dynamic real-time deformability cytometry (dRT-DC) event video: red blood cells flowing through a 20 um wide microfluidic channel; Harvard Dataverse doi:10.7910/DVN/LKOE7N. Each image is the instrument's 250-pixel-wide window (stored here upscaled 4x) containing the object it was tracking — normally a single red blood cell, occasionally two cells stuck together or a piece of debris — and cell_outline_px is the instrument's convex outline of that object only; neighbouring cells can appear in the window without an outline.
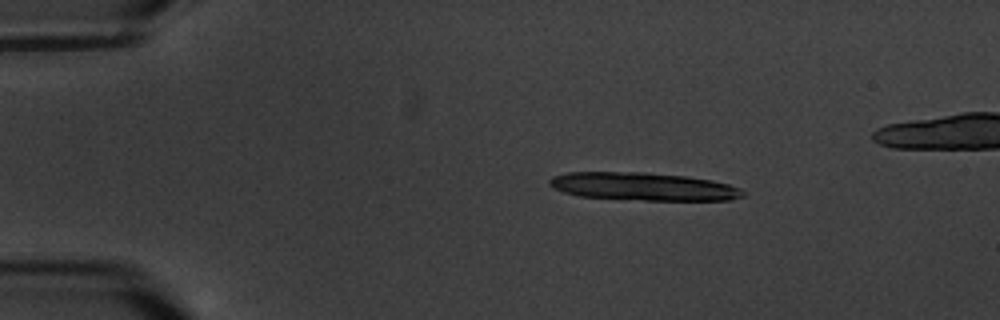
{"species": "common noctule bat (a hibernating species)", "species_latin": "Nyctalus noctula", "temperature_condition": "warm", "stored_images_in_passage": 10, "camera_frame_rate_fps": 3000, "um_per_image_px": 0.085, "animal": {"sex": "male", "body_mass_g": 20.1, "forearm_length_mm": 53.5}, "frame": {"image": 1, "passage_image": 1, "time_ms": 0.0, "image_size_px": [1000, 320], "cell_outline_px": [[744, 196], [732, 200], [644, 200], [580, 196], [564, 192], [552, 188], [548, 184], [548, 180], [552, 176], [568, 172], [644, 172], [684, 176], [712, 180], [728, 184], [740, 188], [744, 192]], "centroid_in_image_um": [54.66, 15.85], "position_along_channel_um": 30.3, "area_um2": 31.5}}
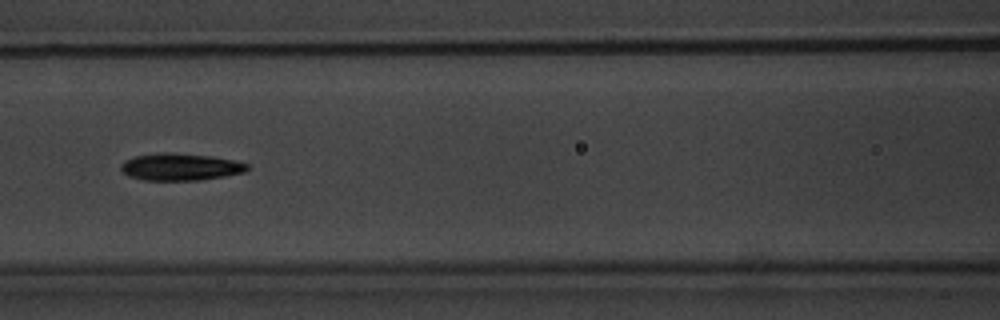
{"frame": {"image": 2, "passage_image": 6, "time_ms": 5.667, "image_size_px": [1000, 320], "cell_outline_px": [[248, 168], [244, 172], [224, 176], [200, 180], [144, 180], [128, 176], [120, 168], [120, 164], [124, 160], [136, 156], [160, 152], [172, 152], [212, 156], [232, 160], [248, 164]], "centroid_in_image_um": [15.29, 14.18], "position_along_channel_um": 151.3, "area_um2": 19.94}}
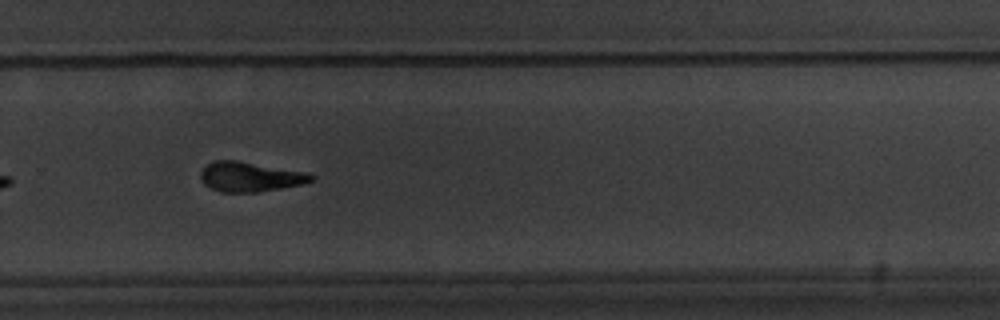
{"frame": {"image": 3, "passage_image": 10, "time_ms": 10.333, "image_size_px": [1000, 320], "cell_outline_px": [[316, 176], [312, 180], [300, 184], [280, 188], [256, 192], [220, 192], [204, 184], [200, 180], [200, 172], [208, 164], [216, 160], [236, 160], [308, 172]], "centroid_in_image_um": [21.24, 15.02], "position_along_channel_um": 308.6, "area_um2": 19.07}}